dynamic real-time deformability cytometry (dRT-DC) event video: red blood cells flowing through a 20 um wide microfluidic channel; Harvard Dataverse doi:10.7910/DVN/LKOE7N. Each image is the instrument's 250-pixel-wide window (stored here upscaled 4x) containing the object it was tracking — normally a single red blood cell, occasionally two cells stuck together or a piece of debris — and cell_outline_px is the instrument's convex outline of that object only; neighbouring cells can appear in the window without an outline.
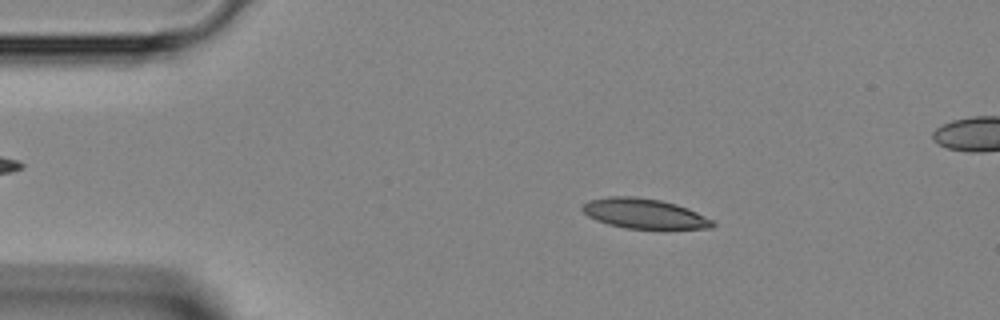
{"species": "Egyptian fruit bat (a non-hibernating species)", "species_latin": "Rousettus aegyptiacus", "temperature_condition": "room temperature", "stored_images_in_passage": 43, "segment_of_instrument_passage": [1, 2], "camera_frame_rate_fps": 3000, "um_per_image_px": 0.085, "animal": {"sex": "female"}, "frame": {"image": 1, "passage_image": 5, "time_ms": 1.333, "image_size_px": [1000, 320], "cell_outline_px": [[716, 224], [712, 228], [660, 232], [628, 228], [608, 224], [596, 220], [588, 216], [580, 208], [588, 200], [608, 196], [632, 196], [660, 200], [676, 204], [688, 208], [712, 220]], "centroid_in_image_um": [54.82, 18.21], "position_along_channel_um": 30.2, "area_um2": 23.7}}
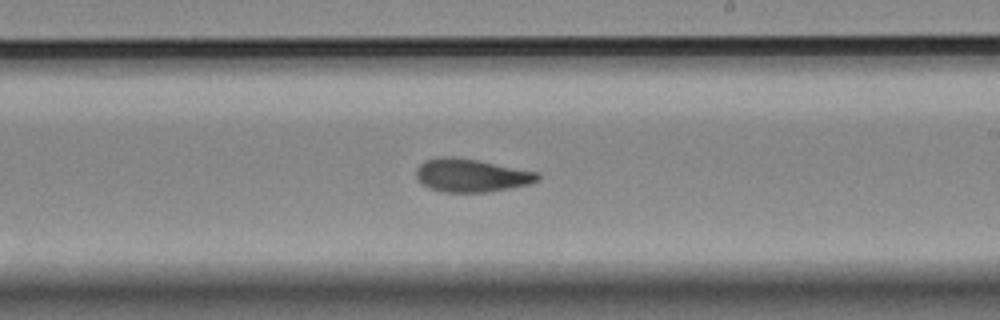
{"frame": {"image": 2, "passage_image": 23, "time_ms": 7.333, "image_size_px": [1000, 320], "cell_outline_px": [[540, 180], [532, 184], [488, 192], [444, 192], [428, 188], [420, 184], [416, 180], [416, 168], [424, 160], [436, 156], [452, 156], [476, 160], [540, 172]], "centroid_in_image_um": [40.04, 14.91], "position_along_channel_um": 249.0, "area_um2": 23.93}}
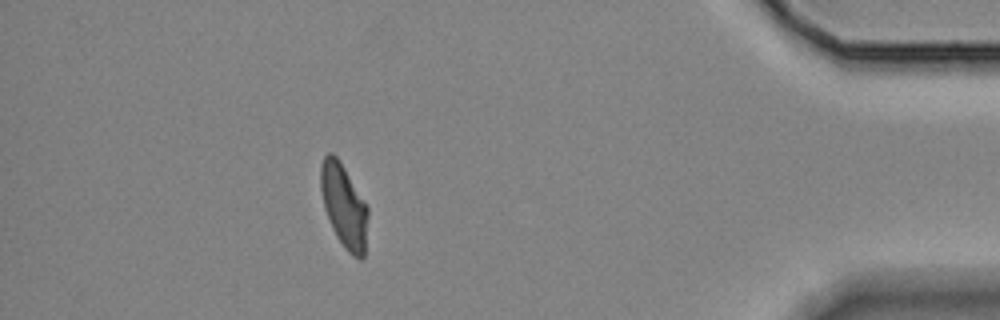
{"frame": {"image": 3, "passage_image": 37, "time_ms": 12.0, "image_size_px": [1000, 320], "cell_outline_px": [[368, 216], [364, 256], [360, 260], [352, 256], [344, 248], [336, 236], [332, 228], [324, 208], [320, 188], [320, 164], [324, 156], [328, 152], [332, 152], [340, 160], [368, 208]], "centroid_in_image_um": [29.21, 17.49], "position_along_channel_um": 406.0, "area_um2": 23.06}}